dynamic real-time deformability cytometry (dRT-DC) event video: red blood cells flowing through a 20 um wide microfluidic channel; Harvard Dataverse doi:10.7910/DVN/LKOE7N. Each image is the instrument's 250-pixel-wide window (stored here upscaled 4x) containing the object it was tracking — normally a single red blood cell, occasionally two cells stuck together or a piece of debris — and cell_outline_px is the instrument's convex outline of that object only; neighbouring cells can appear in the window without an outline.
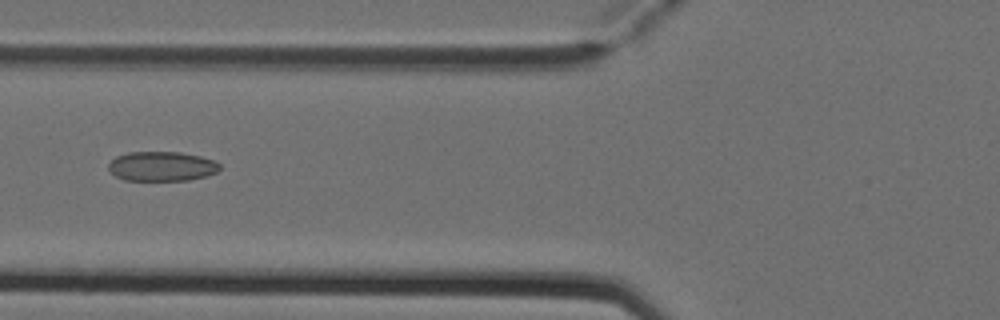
{"species": "Egyptian fruit bat (a non-hibernating species)", "species_latin": "Rousettus aegyptiacus", "temperature_condition": "cold", "stored_images_in_passage": 2, "camera_frame_rate_fps": 3000, "um_per_image_px": 0.085, "animal": {"sex": "female"}, "frame": {"image": 1, "passage_image": 2, "time_ms": 0.333, "image_size_px": [1000, 320], "cell_outline_px": [[220, 168], [216, 172], [204, 176], [188, 180], [124, 180], [116, 176], [108, 168], [108, 164], [116, 156], [128, 152], [180, 152], [200, 156], [212, 160], [220, 164]], "centroid_in_image_um": [13.73, 14.13], "position_along_channel_um": 112.1, "area_um2": 19.02}}